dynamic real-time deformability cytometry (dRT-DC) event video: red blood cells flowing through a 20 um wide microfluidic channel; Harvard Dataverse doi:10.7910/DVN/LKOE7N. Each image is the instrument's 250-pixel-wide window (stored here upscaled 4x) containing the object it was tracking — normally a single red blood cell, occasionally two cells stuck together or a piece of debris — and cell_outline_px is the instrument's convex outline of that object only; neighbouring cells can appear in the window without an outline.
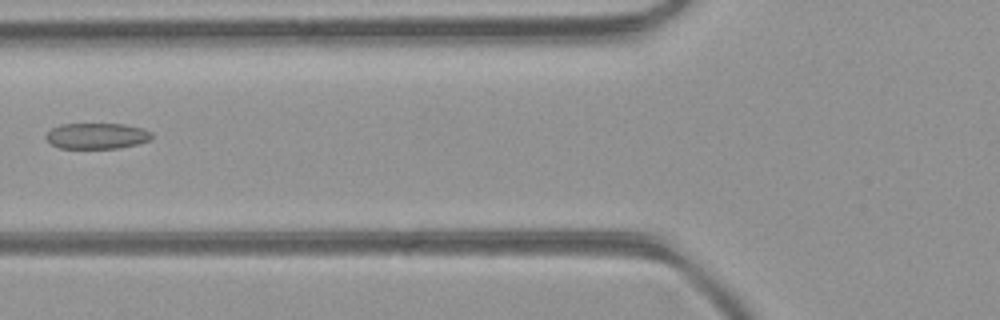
{"species": "common noctule bat (a hibernating species)", "species_latin": "Nyctalus noctula", "temperature_condition": "room temperature", "stored_images_in_passage": 3, "camera_frame_rate_fps": 3000, "um_per_image_px": 0.085, "animal": {"sex": "female", "body_mass_g": 21.9}, "frame": {"image": 1, "passage_image": 3, "time_ms": 0.667, "image_size_px": [1000, 320], "cell_outline_px": [[152, 136], [148, 140], [136, 144], [120, 148], [60, 148], [52, 144], [44, 136], [52, 128], [60, 124], [124, 124], [144, 128], [152, 132]], "centroid_in_image_um": [8.23, 11.54], "position_along_channel_um": 117.6, "area_um2": 15.9}}